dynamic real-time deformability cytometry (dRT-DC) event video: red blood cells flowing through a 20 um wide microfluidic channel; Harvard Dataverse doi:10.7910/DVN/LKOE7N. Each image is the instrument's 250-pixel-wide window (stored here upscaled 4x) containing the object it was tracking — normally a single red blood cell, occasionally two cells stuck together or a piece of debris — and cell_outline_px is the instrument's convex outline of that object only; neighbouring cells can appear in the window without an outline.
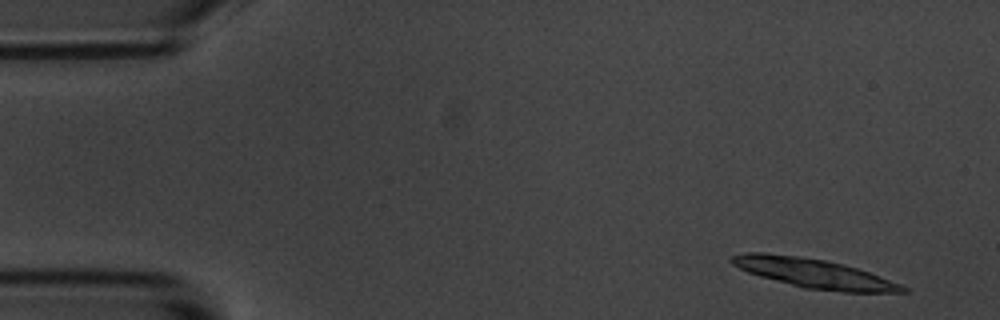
{"species": "common noctule bat (a hibernating species)", "species_latin": "Nyctalus noctula", "temperature_condition": "room temperature", "stored_images_in_passage": 10, "camera_frame_rate_fps": 3000, "um_per_image_px": 0.085, "animal": {"sex": "male", "body_mass_g": 20.1, "forearm_length_mm": 53.5}, "frame": {"image": 1, "passage_image": 1, "time_ms": 0.0, "image_size_px": [1000, 320], "cell_outline_px": [[908, 292], [844, 292], [804, 288], [760, 276], [748, 272], [732, 264], [728, 260], [732, 256], [748, 252], [764, 252], [800, 256], [824, 260], [844, 264], [868, 272], [900, 284], [908, 288]], "centroid_in_image_um": [69.15, 23.22], "position_along_channel_um": 15.8, "area_um2": 28.9}}
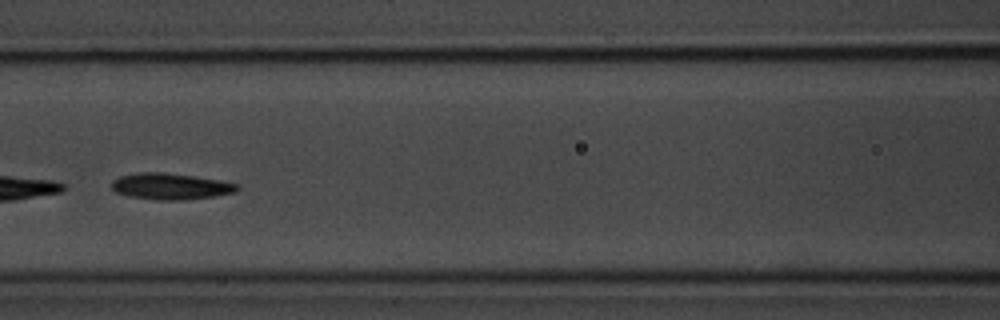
{"frame": {"image": 2, "passage_image": 7, "time_ms": 7.0, "image_size_px": [1000, 320], "cell_outline_px": [[240, 188], [236, 192], [216, 196], [184, 200], [160, 200], [132, 196], [116, 192], [112, 188], [112, 180], [120, 176], [140, 172], [164, 172], [196, 176], [220, 180], [240, 184]], "centroid_in_image_um": [14.56, 15.83], "position_along_channel_um": 152.0, "area_um2": 19.31}}
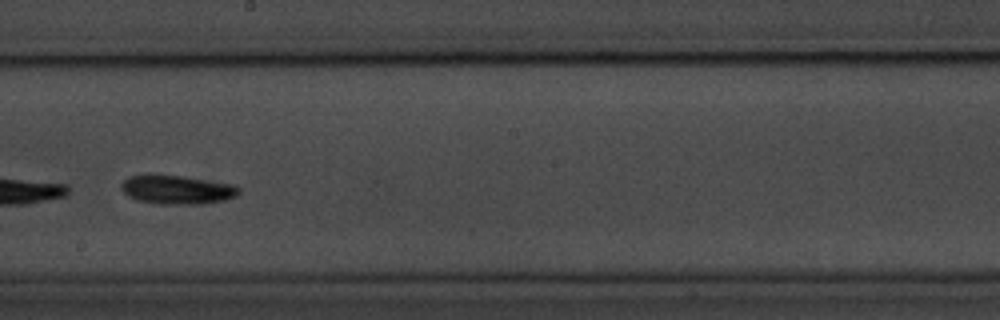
{"frame": {"image": 3, "passage_image": 9, "time_ms": 9.333, "image_size_px": [1000, 320], "cell_outline_px": [[240, 192], [236, 196], [224, 200], [196, 204], [160, 204], [136, 200], [128, 196], [120, 188], [120, 184], [128, 176], [148, 172], [184, 176], [232, 184], [240, 188]], "centroid_in_image_um": [14.97, 16.08], "position_along_channel_um": 233.2, "area_um2": 20.29}}